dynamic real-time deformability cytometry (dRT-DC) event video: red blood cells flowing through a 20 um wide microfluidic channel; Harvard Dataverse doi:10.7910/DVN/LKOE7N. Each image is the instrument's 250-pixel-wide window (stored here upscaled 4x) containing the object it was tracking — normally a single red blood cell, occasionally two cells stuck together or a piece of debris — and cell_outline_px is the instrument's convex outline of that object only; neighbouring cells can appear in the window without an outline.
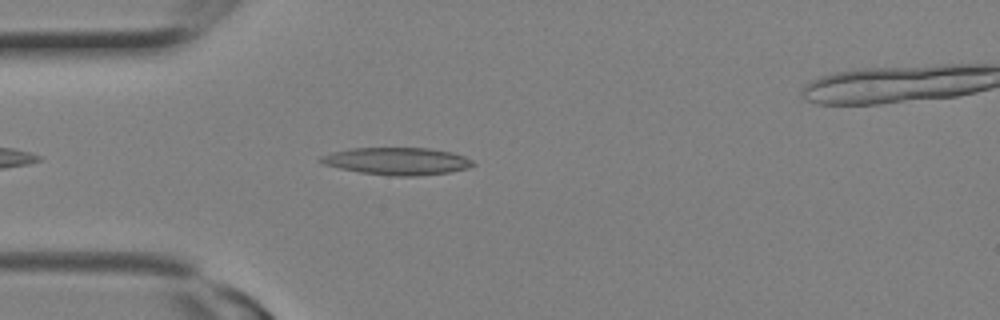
{"species": "Egyptian fruit bat (a non-hibernating species)", "species_latin": "Rousettus aegyptiacus", "temperature_condition": "room temperature", "stored_images_in_passage": 8, "camera_frame_rate_fps": 3000, "um_per_image_px": 0.085, "animal": {"sex": "female"}, "frame": {"image": 1, "passage_image": 6, "time_ms": 1.667, "image_size_px": [1000, 320], "cell_outline_px": [[476, 164], [468, 168], [448, 172], [416, 176], [388, 176], [360, 172], [340, 168], [324, 164], [316, 160], [320, 156], [332, 152], [352, 148], [428, 148], [452, 152], [464, 156], [472, 160]], "centroid_in_image_um": [33.74, 13.7], "position_along_channel_um": 51.3, "area_um2": 24.28}}
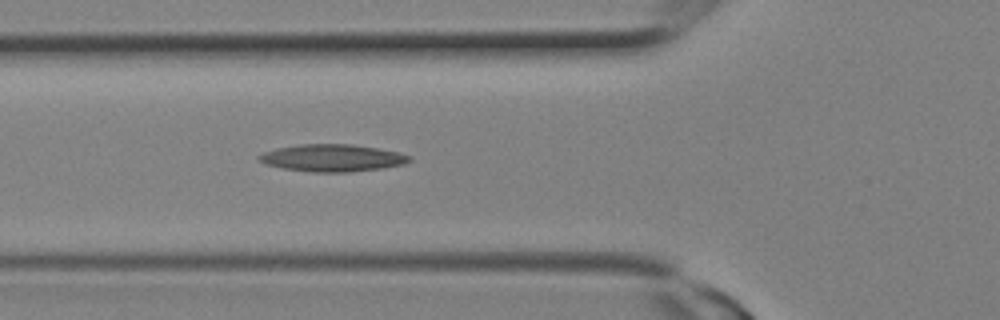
{"frame": {"image": 2, "passage_image": 8, "time_ms": 2.333, "image_size_px": [1000, 320], "cell_outline_px": [[412, 160], [404, 164], [384, 168], [348, 172], [316, 172], [284, 168], [268, 164], [260, 160], [256, 156], [264, 152], [276, 148], [300, 144], [352, 144], [400, 152], [412, 156]], "centroid_in_image_um": [28.31, 13.42], "position_along_channel_um": 97.5, "area_um2": 23.76}}